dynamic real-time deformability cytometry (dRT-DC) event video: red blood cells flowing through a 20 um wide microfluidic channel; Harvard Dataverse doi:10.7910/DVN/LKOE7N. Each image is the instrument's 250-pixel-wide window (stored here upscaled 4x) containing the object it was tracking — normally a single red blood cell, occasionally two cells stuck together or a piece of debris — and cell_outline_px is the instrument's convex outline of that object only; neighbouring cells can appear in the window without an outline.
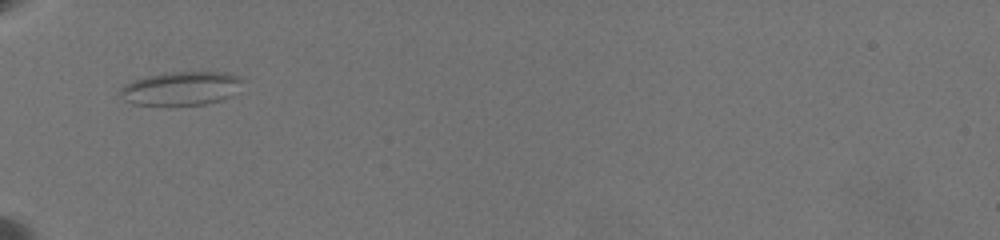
{"species": "common noctule bat (a hibernating species)", "species_latin": "Nyctalus noctula", "temperature_condition": "warm", "stored_images_in_passage": 32, "camera_frame_rate_fps": 3000, "um_per_image_px": 0.085, "animal": {"sex": "female", "body_mass_g": 19.5, "forearm_length_mm": 54.1}, "frame": {"image": 1, "passage_image": 1, "time_ms": 0.0, "image_size_px": [1000, 240], "cell_outline_px": [[248, 80], [240, 92], [232, 96], [220, 100], [204, 104], [132, 104], [124, 100], [120, 96], [120, 88], [124, 84], [132, 80], [148, 76], [172, 72], [224, 72], [240, 76]], "centroid_in_image_um": [15.5, 7.5], "position_along_channel_um": 69.5, "area_um2": 24.33}}
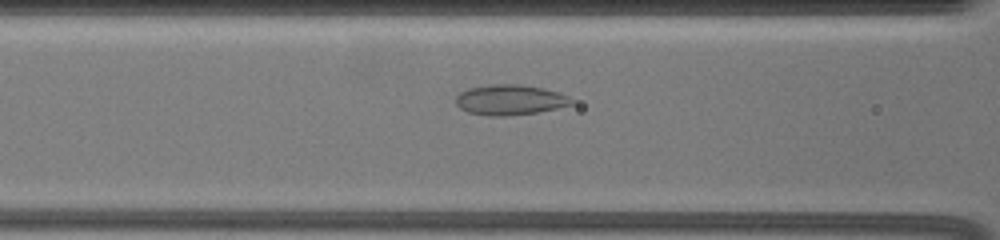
{"frame": {"image": 2, "passage_image": 16, "time_ms": 1.667, "image_size_px": [1000, 240], "cell_outline_px": [[576, 100], [572, 104], [556, 108], [536, 112], [508, 116], [488, 116], [468, 112], [460, 108], [456, 104], [456, 96], [460, 92], [468, 88], [492, 84], [520, 84], [544, 88], [568, 96]], "centroid_in_image_um": [43.34, 8.48], "position_along_channel_um": 123.3, "area_um2": 20.46}}
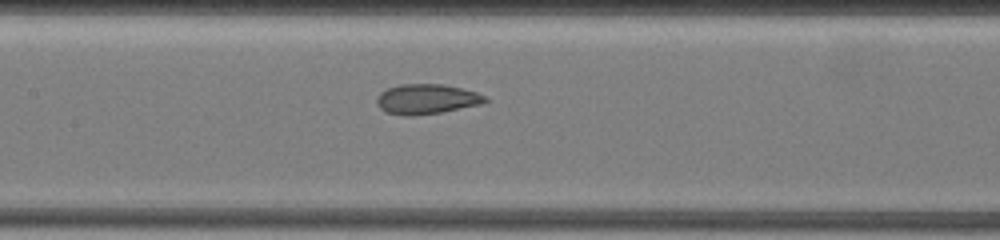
{"frame": {"image": 3, "passage_image": 28, "time_ms": 3.0, "image_size_px": [1000, 240], "cell_outline_px": [[488, 100], [484, 104], [440, 112], [416, 116], [404, 116], [388, 112], [380, 108], [376, 104], [376, 96], [380, 92], [388, 88], [400, 84], [444, 84], [476, 92], [484, 96]], "centroid_in_image_um": [36.24, 8.42], "position_along_channel_um": 171.2, "area_um2": 19.02}}